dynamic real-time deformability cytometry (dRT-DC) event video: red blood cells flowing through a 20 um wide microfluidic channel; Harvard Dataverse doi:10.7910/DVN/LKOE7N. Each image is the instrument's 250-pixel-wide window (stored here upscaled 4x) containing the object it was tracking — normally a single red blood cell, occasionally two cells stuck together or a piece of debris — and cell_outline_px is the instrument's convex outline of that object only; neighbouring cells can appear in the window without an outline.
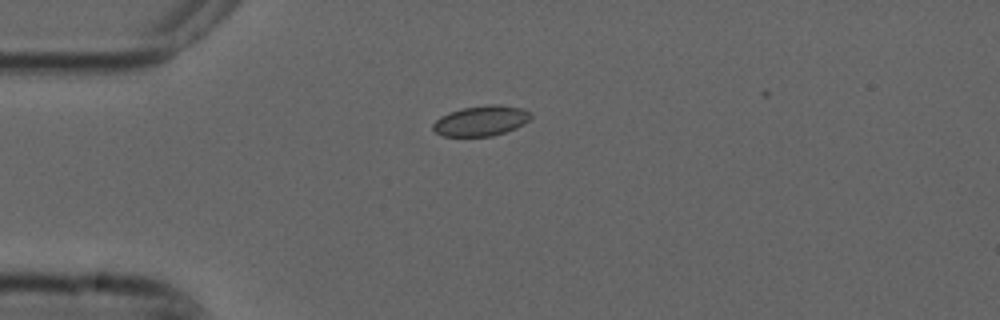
{"species": "common noctule bat (a hibernating species)", "species_latin": "Nyctalus noctula", "temperature_condition": "cold", "stored_images_in_passage": 5, "camera_frame_rate_fps": 3000, "um_per_image_px": 0.085, "animal": {"sex": "male", "forearm_length_mm": 52.5}, "frame": {"image": 1, "passage_image": 1, "time_ms": 0.0, "image_size_px": [1000, 320], "cell_outline_px": [[532, 116], [524, 124], [516, 128], [492, 136], [444, 136], [436, 132], [432, 128], [432, 124], [440, 116], [448, 112], [464, 108], [488, 104], [500, 104], [524, 108], [532, 112]], "centroid_in_image_um": [40.92, 10.25], "position_along_channel_um": 44.1, "area_um2": 17.4}}
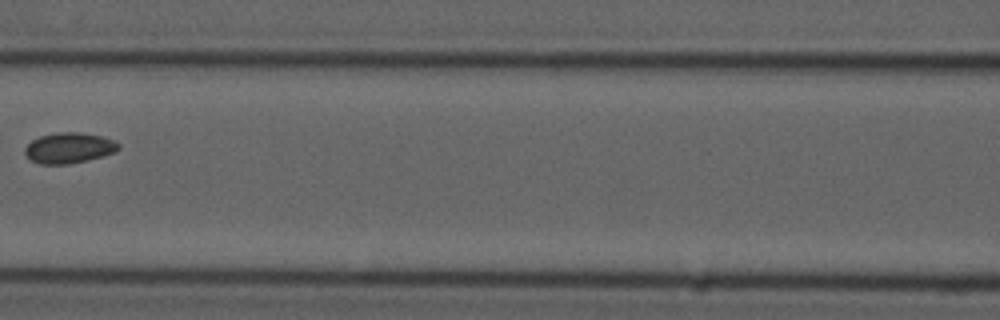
{"frame": {"image": 2, "passage_image": 4, "time_ms": 1.0, "image_size_px": [1000, 320], "cell_outline_px": [[120, 148], [116, 152], [88, 160], [68, 164], [40, 164], [32, 160], [24, 152], [24, 148], [32, 140], [40, 136], [56, 132], [80, 132], [100, 136], [116, 140], [120, 144]], "centroid_in_image_um": [5.9, 12.57], "position_along_channel_um": 160.7, "area_um2": 16.76}}
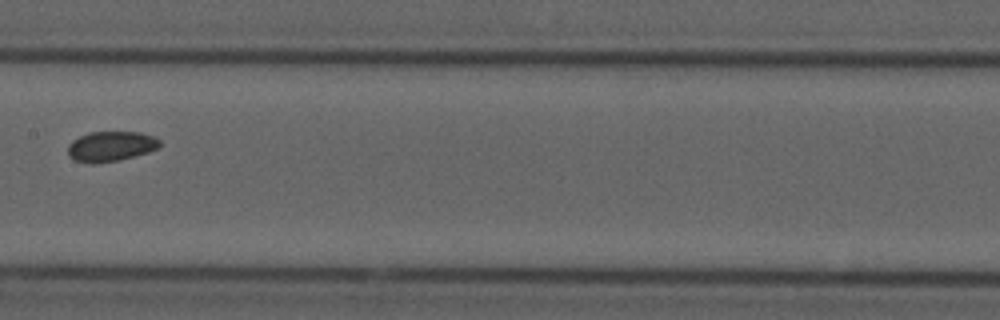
{"frame": {"image": 3, "passage_image": 5, "time_ms": 1.333, "image_size_px": [1000, 320], "cell_outline_px": [[160, 148], [148, 152], [116, 160], [92, 164], [88, 164], [76, 160], [68, 156], [68, 144], [72, 140], [88, 132], [140, 132], [156, 136], [160, 140]], "centroid_in_image_um": [9.42, 12.42], "position_along_channel_um": 198.0, "area_um2": 16.18}}